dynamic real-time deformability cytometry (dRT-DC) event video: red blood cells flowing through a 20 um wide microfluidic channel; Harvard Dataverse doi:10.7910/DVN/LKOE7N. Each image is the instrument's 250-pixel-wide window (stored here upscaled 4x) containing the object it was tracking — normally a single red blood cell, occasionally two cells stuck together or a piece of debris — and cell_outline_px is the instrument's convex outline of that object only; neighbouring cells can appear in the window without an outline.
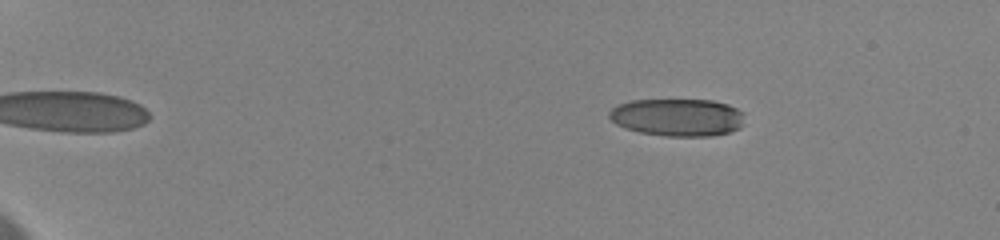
{"species": "human", "species_latin": "Homo sapiens", "temperature_condition": "cold", "stored_images_in_passage": 42, "camera_frame_rate_fps": 3000, "um_per_image_px": 0.085, "donor": {"sex": "female"}, "frame": {"image": 1, "passage_image": 2, "time_ms": 0.333, "image_size_px": [1000, 240], "cell_outline_px": [[744, 124], [740, 128], [728, 132], [712, 136], [668, 136], [640, 132], [624, 128], [616, 124], [608, 116], [608, 112], [616, 104], [632, 100], [712, 100], [728, 104], [744, 112]], "centroid_in_image_um": [57.6, 9.97], "position_along_channel_um": 27.4, "area_um2": 29.88}}
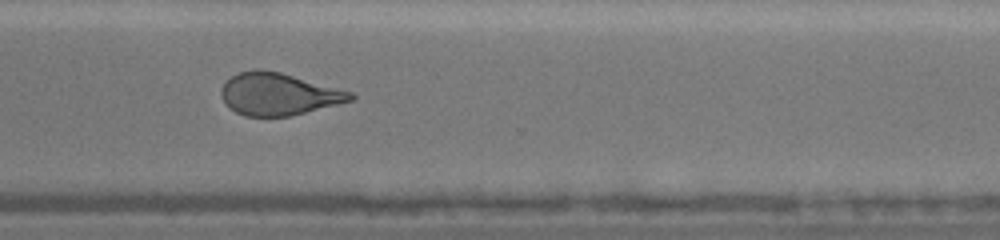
{"frame": {"image": 2, "passage_image": 33, "time_ms": 12.667, "image_size_px": [1000, 240], "cell_outline_px": [[356, 96], [352, 100], [288, 116], [244, 116], [236, 112], [220, 96], [220, 88], [224, 80], [240, 72], [256, 68], [280, 72], [352, 92]], "centroid_in_image_um": [23.62, 7.98], "position_along_channel_um": 347.0, "area_um2": 31.44}}
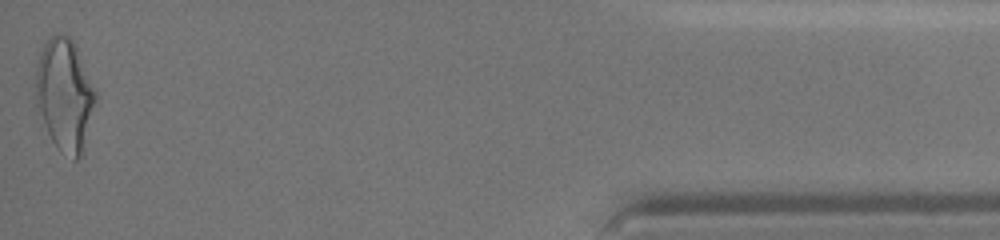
{"frame": {"image": 3, "passage_image": 42, "time_ms": 16.667, "image_size_px": [1000, 240], "cell_outline_px": [[96, 100], [80, 156], [76, 160], [72, 160], [60, 152], [56, 148], [48, 132], [36, 104], [36, 68], [40, 52], [44, 44], [56, 32], [68, 36], [72, 40], [96, 88]], "centroid_in_image_um": [5.49, 8.05], "position_along_channel_um": 429.7, "area_um2": 38.61}, "authors_computed_cell_mechanics": {"area_um2": 32.5125, "velocity_mm_per_s": 3.5692, "shape_relaxation_time_tau1_ms": 6.9166, "shape_relaxation_time_tau2_ms": 1.798, "deformation_change_tau1": 0.1742, "deformation_change_tau2": 0.0995}}